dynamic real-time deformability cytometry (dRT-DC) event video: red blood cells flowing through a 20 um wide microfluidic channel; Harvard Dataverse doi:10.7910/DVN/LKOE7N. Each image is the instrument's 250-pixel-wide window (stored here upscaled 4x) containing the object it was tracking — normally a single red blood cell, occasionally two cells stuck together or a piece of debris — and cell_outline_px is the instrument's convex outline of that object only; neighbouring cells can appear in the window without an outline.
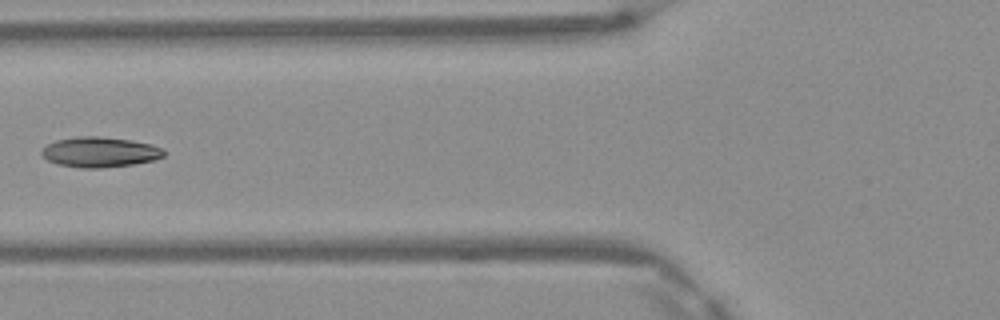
{"species": "Egyptian fruit bat (a non-hibernating species)", "species_latin": "Rousettus aegyptiacus", "temperature_condition": "warm", "stored_images_in_passage": 3, "camera_frame_rate_fps": 3000, "um_per_image_px": 0.085, "frame": {"image": 1, "passage_image": 3, "time_ms": 0.667, "image_size_px": [1000, 320], "cell_outline_px": [[164, 156], [152, 160], [132, 164], [100, 168], [84, 168], [56, 164], [48, 160], [40, 152], [48, 144], [56, 140], [80, 136], [100, 136], [128, 140], [152, 144], [164, 148]], "centroid_in_image_um": [8.49, 12.92], "position_along_channel_um": 117.3, "area_um2": 21.33}}